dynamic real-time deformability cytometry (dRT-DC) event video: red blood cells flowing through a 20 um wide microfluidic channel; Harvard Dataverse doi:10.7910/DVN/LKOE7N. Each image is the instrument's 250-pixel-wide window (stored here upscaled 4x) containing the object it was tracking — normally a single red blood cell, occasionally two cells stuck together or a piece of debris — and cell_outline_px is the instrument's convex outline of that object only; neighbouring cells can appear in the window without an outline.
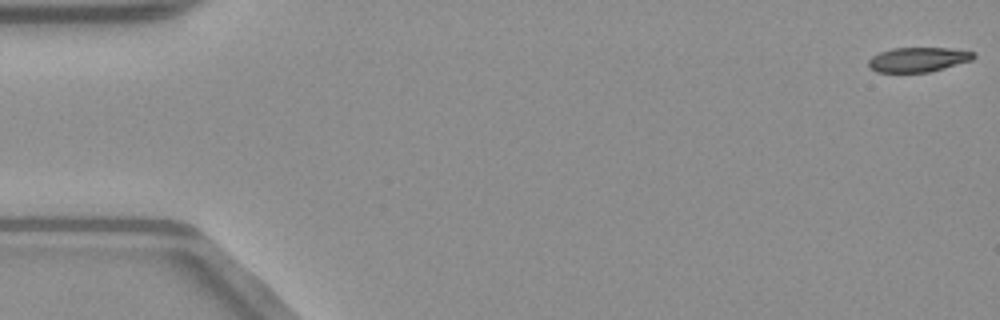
{"species": "common noctule bat (a hibernating species)", "species_latin": "Nyctalus noctula", "temperature_condition": "warm", "stored_images_in_passage": 51, "camera_frame_rate_fps": 3000, "um_per_image_px": 0.085, "animal": {"sex": "male", "body_mass_g": 23.1, "forearm_length_mm": 52.7}, "frame": {"image": 1, "passage_image": 1, "time_ms": 0.0, "image_size_px": [1000, 320], "cell_outline_px": [[976, 56], [972, 60], [944, 68], [928, 72], [876, 72], [868, 68], [868, 60], [872, 56], [880, 52], [892, 48], [948, 48], [976, 52]], "centroid_in_image_um": [78.03, 5.06], "position_along_channel_um": 7.0, "area_um2": 15.14}}
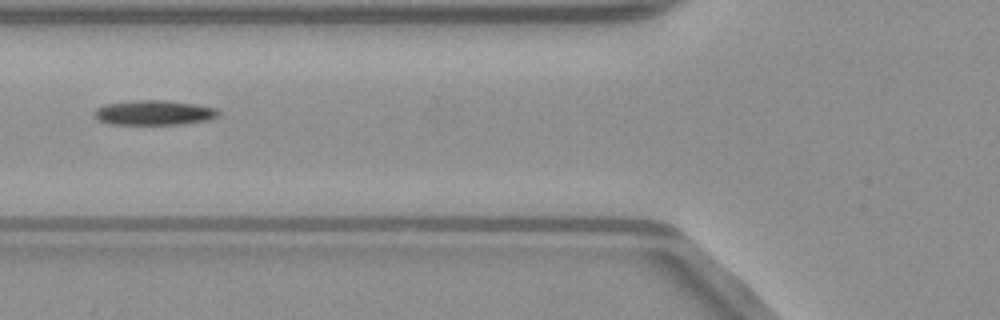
{"frame": {"image": 2, "passage_image": 20, "time_ms": 6.333, "image_size_px": [1000, 320], "cell_outline_px": [[220, 116], [212, 120], [184, 124], [112, 124], [100, 120], [92, 112], [96, 108], [104, 104], [132, 100], [164, 100], [196, 104], [216, 108], [220, 112]], "centroid_in_image_um": [13.15, 9.57], "position_along_channel_um": 112.7, "area_um2": 18.15}}
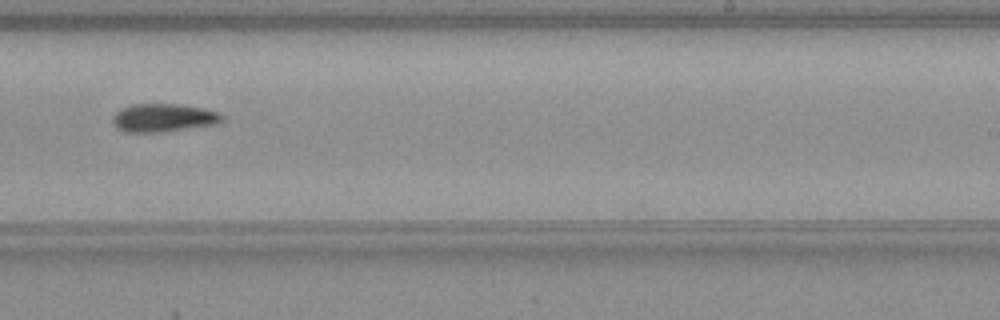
{"frame": {"image": 3, "passage_image": 32, "time_ms": 10.333, "image_size_px": [1000, 320], "cell_outline_px": [[224, 120], [216, 124], [164, 132], [124, 132], [116, 128], [112, 124], [112, 116], [120, 108], [132, 104], [176, 104], [204, 108], [220, 112], [224, 116]], "centroid_in_image_um": [13.88, 10.01], "position_along_channel_um": 275.1, "area_um2": 18.26}}